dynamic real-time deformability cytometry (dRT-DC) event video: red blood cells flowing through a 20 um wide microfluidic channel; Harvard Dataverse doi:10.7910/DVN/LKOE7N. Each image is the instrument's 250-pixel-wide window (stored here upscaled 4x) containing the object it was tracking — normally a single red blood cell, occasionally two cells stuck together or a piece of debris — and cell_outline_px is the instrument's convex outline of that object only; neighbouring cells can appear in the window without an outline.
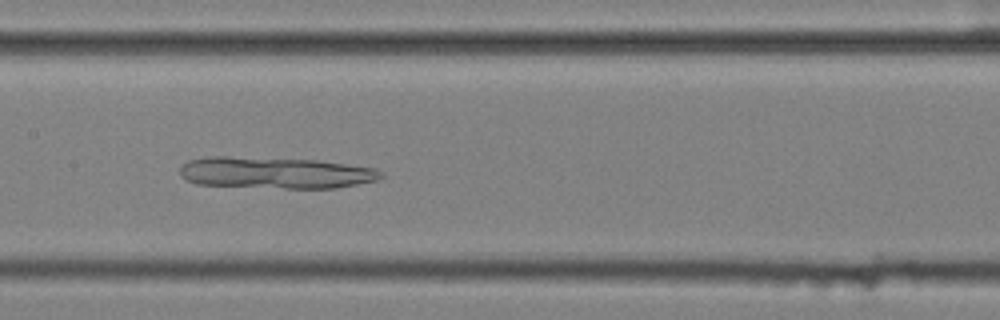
{"species": "common noctule bat (a hibernating species)", "species_latin": "Nyctalus noctula", "temperature_condition": "cold", "stored_images_in_passage": 52, "camera_frame_rate_fps": 3000, "um_per_image_px": 0.085, "animal": {"sex": "female", "body_mass_g": 25.1}, "frame": {"image": 1, "passage_image": 23, "time_ms": 7.333, "image_size_px": [1000, 320], "cell_outline_px": [[384, 176], [376, 180], [336, 188], [284, 188], [196, 184], [180, 176], [180, 168], [188, 160], [212, 156], [224, 156], [316, 160], [376, 168], [384, 172]], "centroid_in_image_um": [23.42, 14.68], "position_along_channel_um": 184.0, "area_um2": 36.82}}
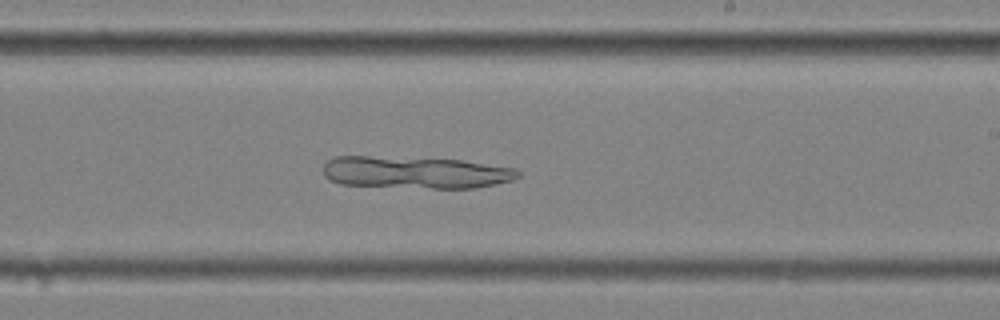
{"frame": {"image": 2, "passage_image": 29, "time_ms": 9.333, "image_size_px": [1000, 320], "cell_outline_px": [[520, 176], [512, 180], [496, 184], [476, 188], [432, 188], [340, 184], [324, 176], [324, 164], [332, 156], [368, 156], [460, 160], [516, 168], [520, 172]], "centroid_in_image_um": [35.32, 14.65], "position_along_channel_um": 253.7, "area_um2": 36.3}}
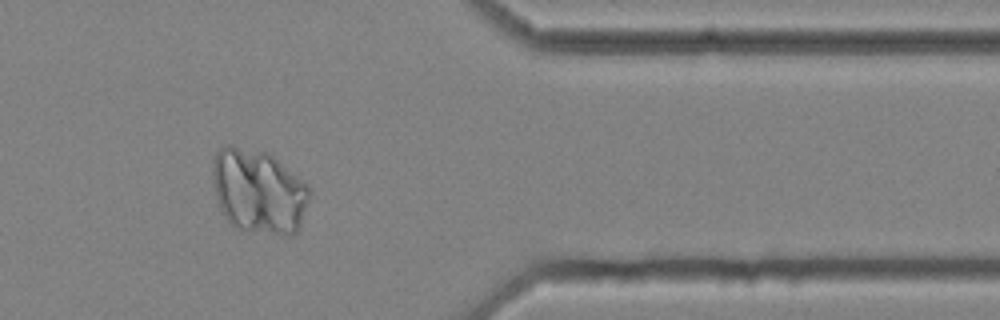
{"frame": {"image": 3, "passage_image": 42, "time_ms": 13.667, "image_size_px": [1000, 320], "cell_outline_px": [[312, 192], [300, 224], [296, 232], [292, 236], [236, 228], [228, 220], [220, 208], [216, 196], [212, 172], [212, 160], [216, 152], [220, 148], [228, 144], [232, 144], [268, 152], [308, 184]], "centroid_in_image_um": [21.99, 16.22], "position_along_channel_um": 389.4, "area_um2": 47.8}}